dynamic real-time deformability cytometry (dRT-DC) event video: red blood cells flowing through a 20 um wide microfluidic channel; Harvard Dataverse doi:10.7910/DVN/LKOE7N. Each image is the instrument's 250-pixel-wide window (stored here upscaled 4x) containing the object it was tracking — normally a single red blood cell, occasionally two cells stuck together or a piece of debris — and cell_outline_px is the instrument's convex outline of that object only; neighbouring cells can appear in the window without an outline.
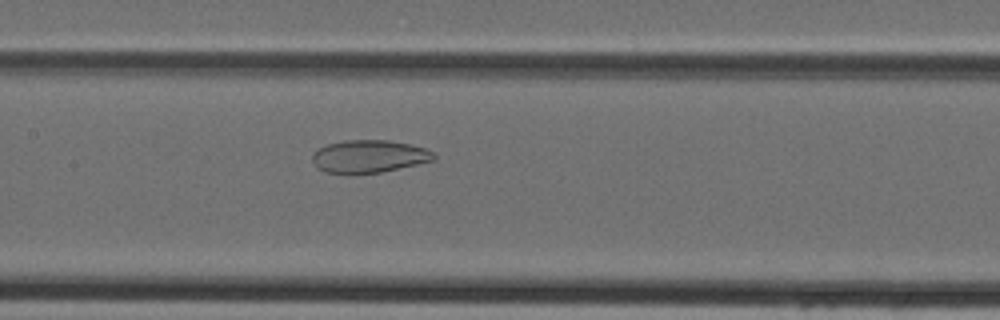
{"species": "Egyptian fruit bat (a non-hibernating species)", "species_latin": "Rousettus aegyptiacus", "temperature_condition": "cold", "stored_images_in_passage": 45, "camera_frame_rate_fps": 3000, "um_per_image_px": 0.085, "animal": {"sex": "female"}, "frame": {"image": 1, "passage_image": 21, "time_ms": 6.667, "image_size_px": [1000, 320], "cell_outline_px": [[436, 160], [380, 172], [324, 172], [316, 168], [312, 160], [312, 152], [328, 144], [344, 140], [388, 140], [408, 144], [424, 148], [432, 152], [436, 156]], "centroid_in_image_um": [31.35, 13.27], "position_along_channel_um": 176.0, "area_um2": 22.77}}
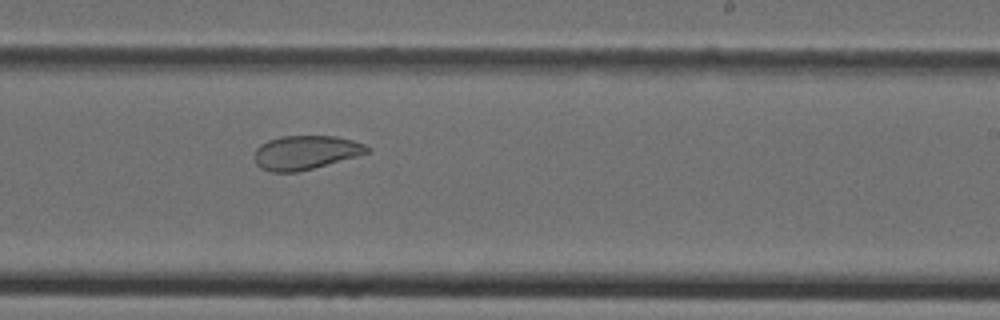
{"frame": {"image": 2, "passage_image": 27, "time_ms": 8.667, "image_size_px": [1000, 320], "cell_outline_px": [[372, 148], [368, 152], [356, 156], [312, 168], [296, 172], [272, 172], [260, 168], [256, 164], [256, 148], [260, 144], [268, 140], [280, 136], [336, 136], [352, 140], [364, 144]], "centroid_in_image_um": [25.96, 12.95], "position_along_channel_um": 263.0, "area_um2": 22.08}}
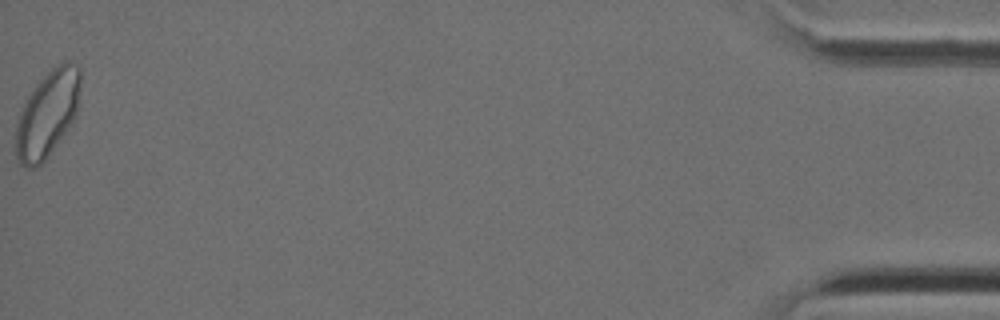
{"frame": {"image": 3, "passage_image": 45, "time_ms": 14.667, "image_size_px": [1000, 320], "cell_outline_px": [[80, 104], [76, 116], [68, 128], [44, 160], [40, 164], [32, 168], [24, 168], [20, 164], [16, 156], [16, 120], [28, 96], [36, 84], [56, 64], [64, 60], [68, 60], [76, 64], [80, 68]], "centroid_in_image_um": [4.05, 9.65], "position_along_channel_um": 431.1, "area_um2": 32.54}}